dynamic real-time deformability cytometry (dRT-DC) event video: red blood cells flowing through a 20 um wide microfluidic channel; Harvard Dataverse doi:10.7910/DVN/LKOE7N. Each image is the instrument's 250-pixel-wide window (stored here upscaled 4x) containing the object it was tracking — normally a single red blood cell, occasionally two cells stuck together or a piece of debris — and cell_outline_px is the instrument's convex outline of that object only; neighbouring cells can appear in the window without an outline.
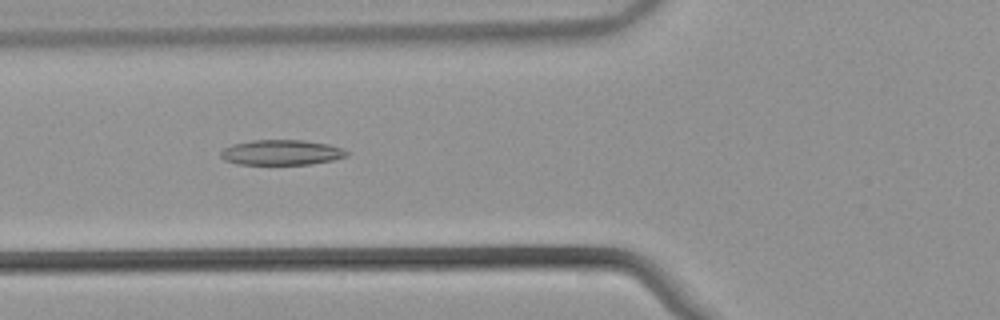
{"species": "common noctule bat (a hibernating species)", "species_latin": "Nyctalus noctula", "temperature_condition": "warm", "stored_images_in_passage": 54, "camera_frame_rate_fps": 3000, "um_per_image_px": 0.085, "animal": {"sex": "male", "body_mass_g": 21.5, "forearm_length_mm": 52.0}, "frame": {"image": 1, "passage_image": 21, "time_ms": 6.667, "image_size_px": [1000, 320], "cell_outline_px": [[348, 156], [332, 160], [312, 164], [236, 164], [224, 160], [220, 156], [220, 152], [224, 148], [232, 144], [252, 140], [304, 140], [328, 144], [340, 148], [348, 152]], "centroid_in_image_um": [23.89, 12.96], "position_along_channel_um": 101.9, "area_um2": 18.5}}
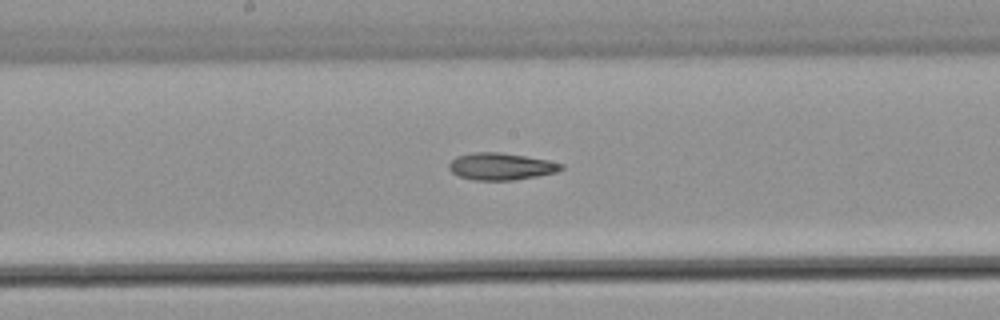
{"frame": {"image": 2, "passage_image": 29, "time_ms": 9.333, "image_size_px": [1000, 320], "cell_outline_px": [[564, 168], [556, 172], [516, 180], [476, 180], [460, 176], [452, 172], [448, 168], [448, 164], [456, 156], [472, 152], [500, 152], [548, 160], [564, 164]], "centroid_in_image_um": [42.58, 14.14], "position_along_channel_um": 205.6, "area_um2": 17.63}}
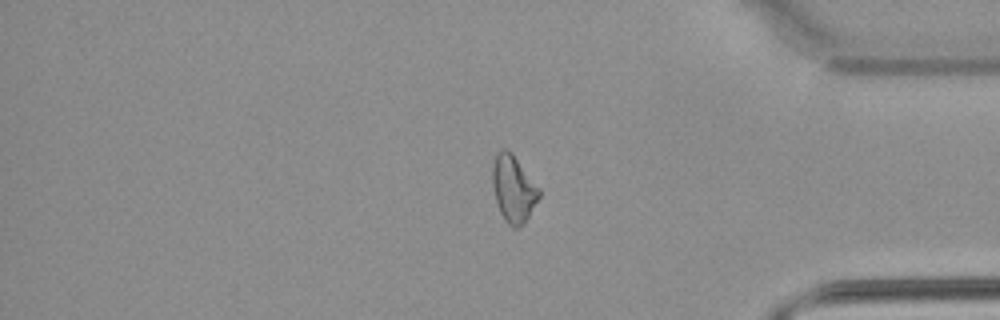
{"frame": {"image": 3, "passage_image": 45, "time_ms": 14.667, "image_size_px": [1000, 320], "cell_outline_px": [[540, 196], [524, 224], [516, 228], [512, 228], [504, 220], [500, 212], [496, 200], [492, 184], [492, 164], [496, 152], [500, 148], [504, 148], [512, 152], [540, 188]], "centroid_in_image_um": [43.63, 16.02], "position_along_channel_um": 391.6, "area_um2": 18.38}, "authors_computed_cell_mechanics": {"area_um2": 18.6116, "velocity_mm_per_s": 3.8868, "shape_relaxation_time_tau1_ms": null, "shape_relaxation_time_tau2_ms": 9.4316, "deformation_change_tau1": null, "deformation_change_tau2": 0.2082}}